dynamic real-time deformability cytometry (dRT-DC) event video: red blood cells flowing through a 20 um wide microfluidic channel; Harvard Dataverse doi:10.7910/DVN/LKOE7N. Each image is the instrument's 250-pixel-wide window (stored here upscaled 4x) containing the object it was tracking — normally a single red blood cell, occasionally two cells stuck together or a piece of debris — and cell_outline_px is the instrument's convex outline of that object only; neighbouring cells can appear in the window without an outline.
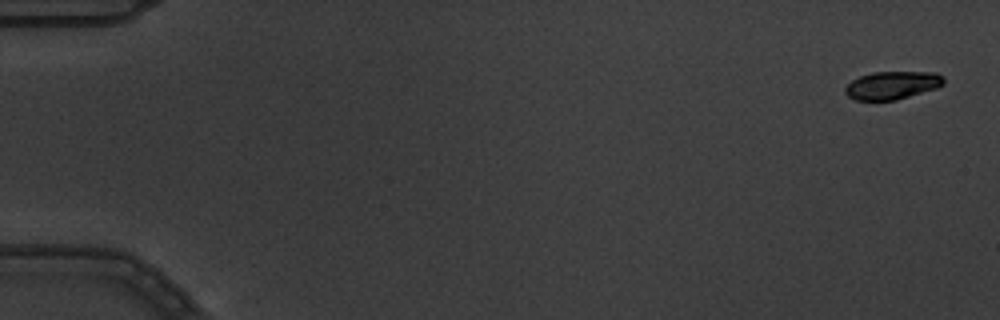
{"species": "common noctule bat (a hibernating species)", "species_latin": "Nyctalus noctula", "temperature_condition": "warm", "stored_images_in_passage": 6, "camera_frame_rate_fps": 3000, "um_per_image_px": 0.085, "animal": {"sex": "male", "body_mass_g": 19.5, "forearm_length_mm": 54.6}, "frame": {"image": 1, "passage_image": 1, "time_ms": 0.0, "image_size_px": [1000, 320], "cell_outline_px": [[944, 84], [936, 88], [896, 100], [856, 100], [848, 96], [844, 92], [844, 88], [852, 80], [860, 76], [872, 72], [936, 72], [944, 76]], "centroid_in_image_um": [75.84, 7.24], "position_along_channel_um": 9.2, "area_um2": 16.07}}
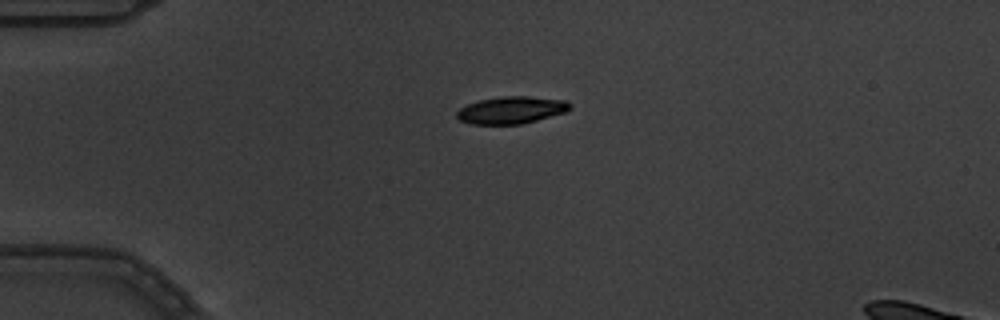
{"frame": {"image": 2, "passage_image": 4, "time_ms": 1.0, "image_size_px": [1000, 320], "cell_outline_px": [[572, 108], [564, 112], [536, 120], [520, 124], [472, 124], [460, 120], [456, 116], [456, 112], [460, 108], [468, 104], [480, 100], [500, 96], [528, 96], [564, 100], [572, 104]], "centroid_in_image_um": [43.46, 9.35], "position_along_channel_um": 41.5, "area_um2": 17.8}}